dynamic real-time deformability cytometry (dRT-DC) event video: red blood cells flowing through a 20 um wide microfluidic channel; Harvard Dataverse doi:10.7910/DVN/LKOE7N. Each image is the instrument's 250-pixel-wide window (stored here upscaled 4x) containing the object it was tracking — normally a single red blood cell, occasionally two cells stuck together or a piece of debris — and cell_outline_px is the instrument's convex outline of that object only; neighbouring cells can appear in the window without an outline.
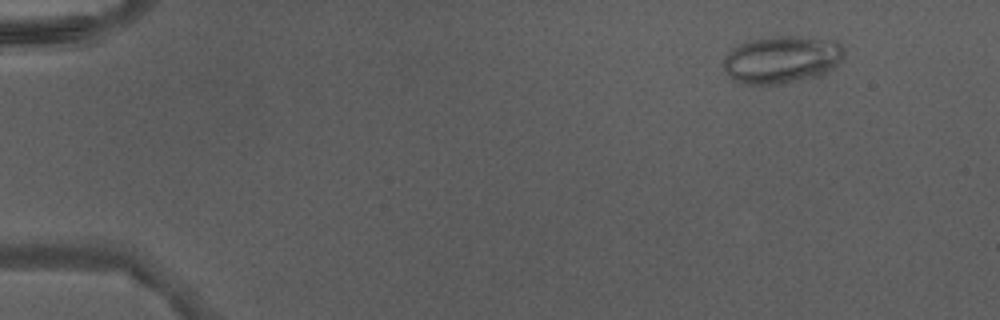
{"species": "Egyptian fruit bat (a non-hibernating species)", "species_latin": "Rousettus aegyptiacus", "temperature_condition": "warm", "stored_images_in_passage": 40, "camera_frame_rate_fps": 3000, "um_per_image_px": 0.085, "animal": {"sex": "male"}, "frame": {"image": 1, "passage_image": 1, "time_ms": 0.0, "image_size_px": [1000, 320], "cell_outline_px": [[844, 56], [832, 68], [824, 72], [812, 76], [780, 84], [744, 84], [732, 80], [724, 68], [724, 60], [728, 52], [732, 48], [740, 44], [752, 40], [780, 36], [800, 36], [836, 40], [844, 48]], "centroid_in_image_um": [66.44, 5.04], "position_along_channel_um": 18.6, "area_um2": 32.89}}
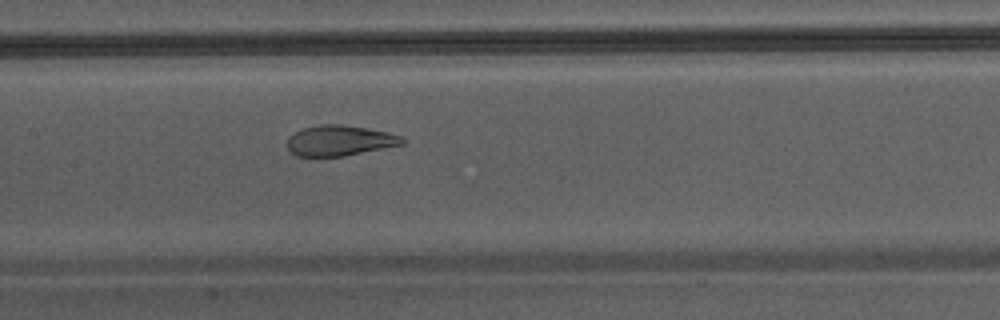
{"frame": {"image": 2, "passage_image": 20, "time_ms": 6.333, "image_size_px": [1000, 320], "cell_outline_px": [[404, 144], [344, 156], [296, 156], [288, 148], [288, 136], [304, 128], [320, 124], [340, 124], [368, 128], [388, 132], [404, 136]], "centroid_in_image_um": [28.9, 11.94], "position_along_channel_um": 178.5, "area_um2": 20.4}}
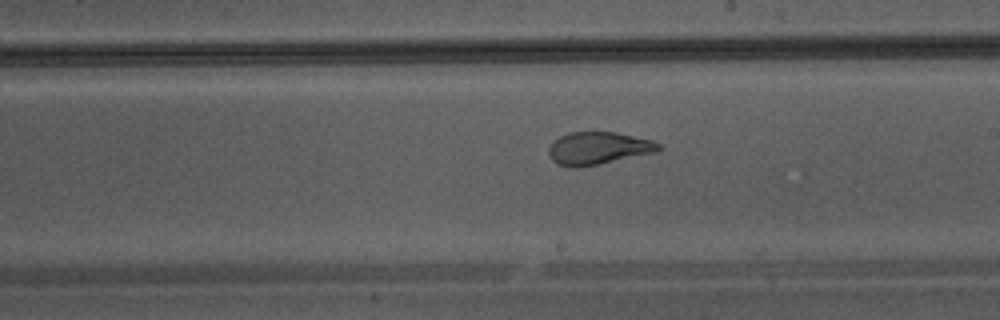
{"frame": {"image": 3, "passage_image": 24, "time_ms": 7.667, "image_size_px": [1000, 320], "cell_outline_px": [[660, 152], [576, 168], [556, 164], [548, 156], [548, 148], [560, 136], [568, 132], [616, 132], [652, 140], [660, 144]], "centroid_in_image_um": [50.86, 12.6], "position_along_channel_um": 238.1, "area_um2": 20.92}}